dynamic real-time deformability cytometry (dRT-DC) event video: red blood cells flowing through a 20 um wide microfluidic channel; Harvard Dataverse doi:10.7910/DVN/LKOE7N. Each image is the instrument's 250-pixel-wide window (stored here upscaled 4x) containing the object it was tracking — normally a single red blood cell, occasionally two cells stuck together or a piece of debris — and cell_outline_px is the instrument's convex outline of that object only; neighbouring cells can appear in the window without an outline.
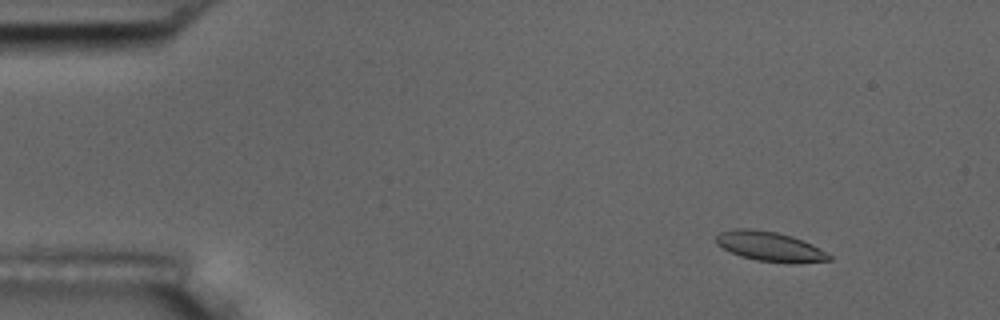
{"species": "common noctule bat (a hibernating species)", "species_latin": "Nyctalus noctula", "temperature_condition": "room temperature", "stored_images_in_passage": 6, "camera_frame_rate_fps": 3000, "um_per_image_px": 0.085, "animal": {"sex": "male", "body_mass_g": 17.5, "forearm_length_mm": 52.3}, "frame": {"image": 1, "passage_image": 3, "time_ms": 2.0, "image_size_px": [1000, 320], "cell_outline_px": [[832, 260], [756, 260], [740, 256], [716, 244], [716, 236], [720, 232], [736, 228], [752, 228], [776, 232], [792, 236], [812, 244], [832, 256]], "centroid_in_image_um": [65.33, 20.88], "position_along_channel_um": 19.7, "area_um2": 18.5}}
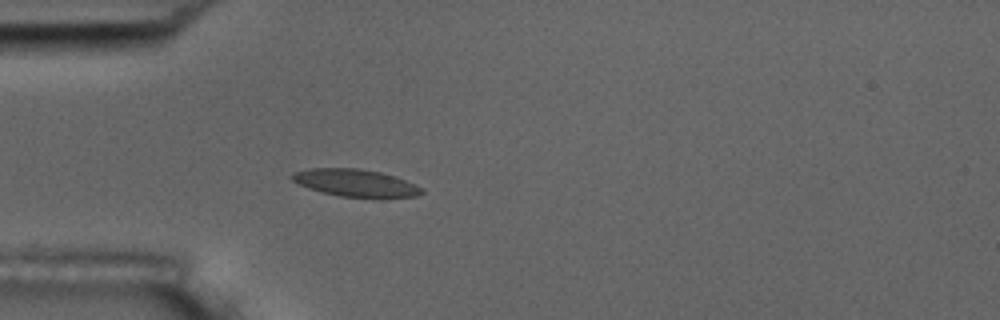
{"frame": {"image": 2, "passage_image": 6, "time_ms": 5.333, "image_size_px": [1000, 320], "cell_outline_px": [[424, 192], [416, 196], [340, 196], [308, 188], [292, 180], [288, 176], [292, 172], [312, 168], [356, 168], [380, 172], [396, 176], [424, 188]], "centroid_in_image_um": [30.18, 15.52], "position_along_channel_um": 54.8, "area_um2": 20.23}}